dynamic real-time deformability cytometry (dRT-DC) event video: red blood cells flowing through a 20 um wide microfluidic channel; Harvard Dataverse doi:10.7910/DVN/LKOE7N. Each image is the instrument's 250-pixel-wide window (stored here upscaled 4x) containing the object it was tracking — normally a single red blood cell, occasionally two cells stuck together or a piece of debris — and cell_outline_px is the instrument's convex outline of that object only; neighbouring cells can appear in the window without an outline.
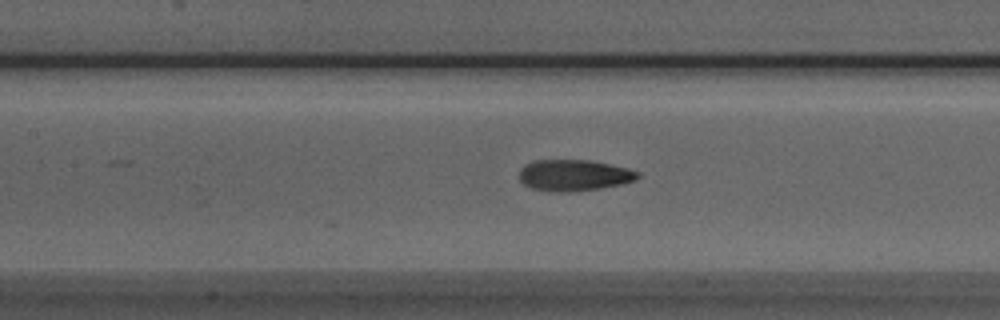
{"species": "Egyptian fruit bat (a non-hibernating species)", "species_latin": "Rousettus aegyptiacus", "temperature_condition": "room temperature", "stored_images_in_passage": 33, "camera_frame_rate_fps": 3000, "um_per_image_px": 0.085, "animal": {"sex": "male"}, "frame": {"image": 1, "passage_image": 8, "time_ms": 2.333, "image_size_px": [1000, 320], "cell_outline_px": [[640, 176], [636, 180], [624, 184], [600, 188], [568, 192], [548, 192], [532, 188], [524, 184], [520, 180], [520, 168], [524, 164], [536, 160], [592, 160], [628, 168], [640, 172]], "centroid_in_image_um": [48.81, 14.9], "position_along_channel_um": 158.6, "area_um2": 21.85}}
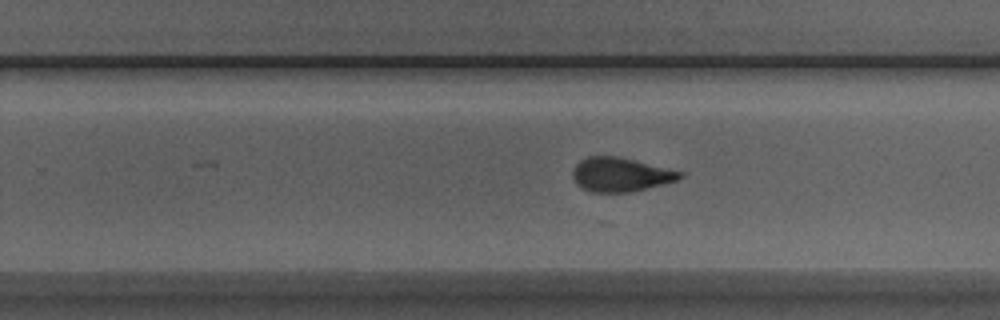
{"frame": {"image": 2, "passage_image": 17, "time_ms": 5.333, "image_size_px": [1000, 320], "cell_outline_px": [[684, 176], [676, 180], [664, 184], [632, 192], [592, 192], [580, 188], [576, 184], [572, 176], [572, 172], [576, 164], [580, 160], [588, 156], [616, 156], [684, 172]], "centroid_in_image_um": [52.72, 14.85], "position_along_channel_um": 277.1, "area_um2": 21.27}}
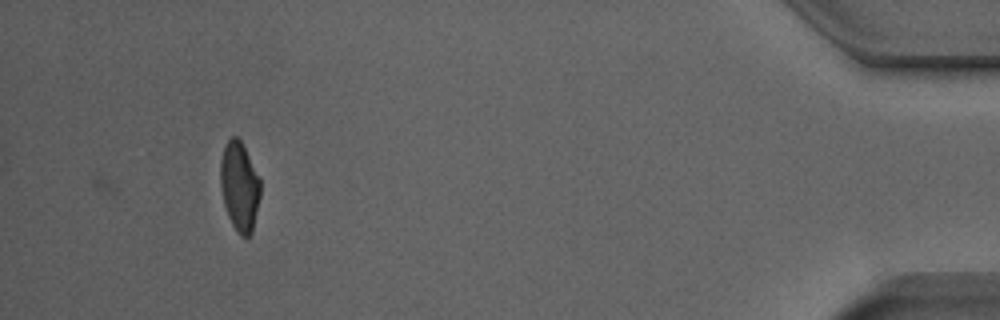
{"frame": {"image": 3, "passage_image": 33, "time_ms": 10.667, "image_size_px": [1000, 320], "cell_outline_px": [[260, 196], [252, 232], [248, 236], [240, 236], [236, 232], [228, 216], [224, 204], [220, 184], [220, 160], [224, 144], [232, 136], [236, 136], [240, 140], [260, 180]], "centroid_in_image_um": [20.33, 15.85], "position_along_channel_um": 414.9, "area_um2": 20.63}, "authors_computed_cell_mechanics": {"area_um2": 21.6172, "velocity_mm_per_s": 3.9667, "shape_relaxation_time_tau1_ms": 3.539, "shape_relaxation_time_tau2_ms": 1.7109, "deformation_change_tau1": 0.153, "deformation_change_tau2": 0.0796}}